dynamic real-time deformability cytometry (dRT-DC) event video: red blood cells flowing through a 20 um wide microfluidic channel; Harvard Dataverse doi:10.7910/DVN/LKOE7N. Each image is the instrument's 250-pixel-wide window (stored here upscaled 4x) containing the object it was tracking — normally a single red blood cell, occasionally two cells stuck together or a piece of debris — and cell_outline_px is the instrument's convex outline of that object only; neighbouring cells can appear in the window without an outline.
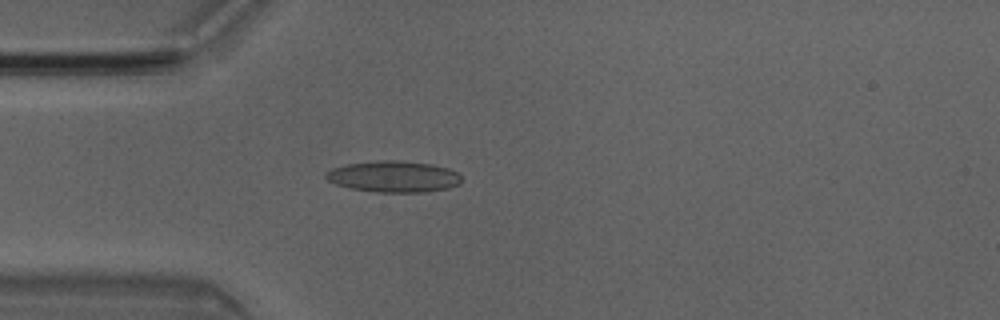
{"species": "Egyptian fruit bat (a non-hibernating species)", "species_latin": "Rousettus aegyptiacus", "temperature_condition": "room temperature", "stored_images_in_passage": 3, "camera_frame_rate_fps": 3000, "um_per_image_px": 0.085, "animal": {"sex": "male"}, "frame": {"image": 1, "passage_image": 3, "time_ms": 0.667, "image_size_px": [1000, 320], "cell_outline_px": [[460, 184], [448, 188], [424, 192], [376, 192], [348, 188], [336, 184], [328, 180], [324, 176], [324, 172], [332, 168], [348, 164], [380, 160], [400, 160], [432, 164], [448, 168], [456, 172], [460, 176]], "centroid_in_image_um": [33.43, 15.01], "position_along_channel_um": 51.6, "area_um2": 24.8}}